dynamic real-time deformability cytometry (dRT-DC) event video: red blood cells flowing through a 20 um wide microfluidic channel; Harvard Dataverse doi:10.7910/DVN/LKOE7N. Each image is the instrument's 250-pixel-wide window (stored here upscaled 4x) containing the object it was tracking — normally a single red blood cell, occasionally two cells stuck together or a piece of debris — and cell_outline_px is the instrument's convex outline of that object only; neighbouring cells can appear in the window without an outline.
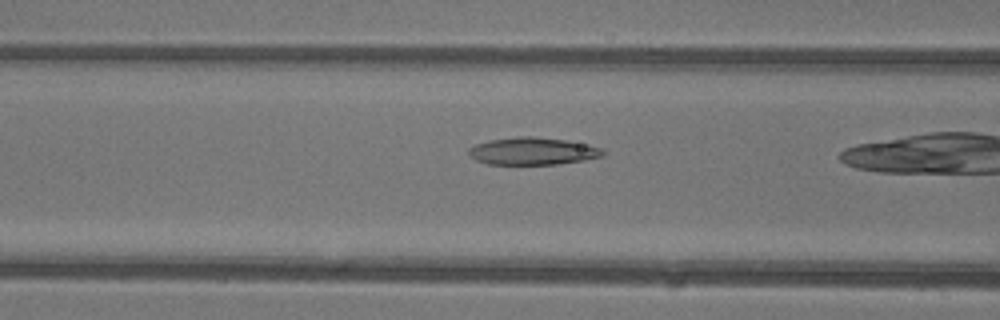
{"species": "common noctule bat (a hibernating species)", "species_latin": "Nyctalus noctula", "temperature_condition": "warm", "stored_images_in_passage": 26, "camera_frame_rate_fps": 3000, "um_per_image_px": 0.085, "animal": {"sex": "female"}, "frame": {"image": 1, "passage_image": 9, "time_ms": 2.667, "image_size_px": [1000, 320], "cell_outline_px": [[604, 156], [584, 160], [556, 164], [488, 164], [476, 160], [468, 156], [468, 148], [476, 144], [488, 140], [516, 136], [532, 136], [564, 140], [600, 148], [604, 152]], "centroid_in_image_um": [45.2, 12.85], "position_along_channel_um": 121.4, "area_um2": 21.27}}
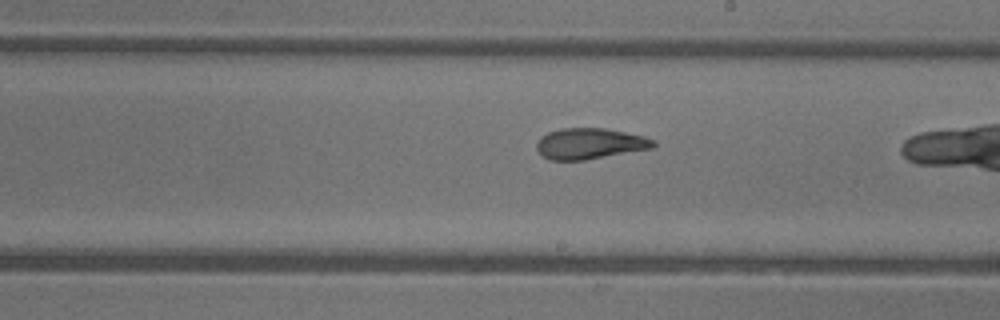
{"frame": {"image": 2, "passage_image": 17, "time_ms": 5.333, "image_size_px": [1000, 320], "cell_outline_px": [[656, 144], [652, 148], [584, 160], [548, 160], [536, 148], [536, 144], [540, 136], [548, 132], [560, 128], [604, 128], [644, 136], [656, 140]], "centroid_in_image_um": [50.12, 12.2], "position_along_channel_um": 238.9, "area_um2": 20.98}}
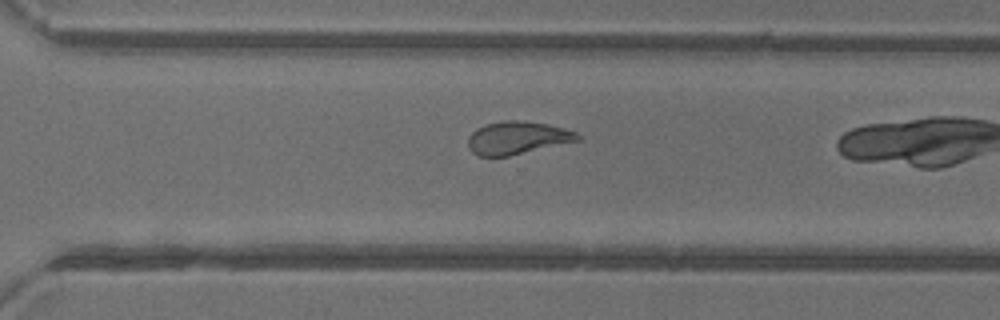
{"frame": {"image": 3, "passage_image": 23, "time_ms": 7.333, "image_size_px": [1000, 320], "cell_outline_px": [[580, 140], [508, 156], [476, 156], [468, 148], [468, 136], [476, 128], [484, 124], [504, 120], [520, 120], [548, 124], [564, 128], [576, 132], [580, 136]], "centroid_in_image_um": [43.93, 11.71], "position_along_channel_um": 326.7, "area_um2": 21.04}}